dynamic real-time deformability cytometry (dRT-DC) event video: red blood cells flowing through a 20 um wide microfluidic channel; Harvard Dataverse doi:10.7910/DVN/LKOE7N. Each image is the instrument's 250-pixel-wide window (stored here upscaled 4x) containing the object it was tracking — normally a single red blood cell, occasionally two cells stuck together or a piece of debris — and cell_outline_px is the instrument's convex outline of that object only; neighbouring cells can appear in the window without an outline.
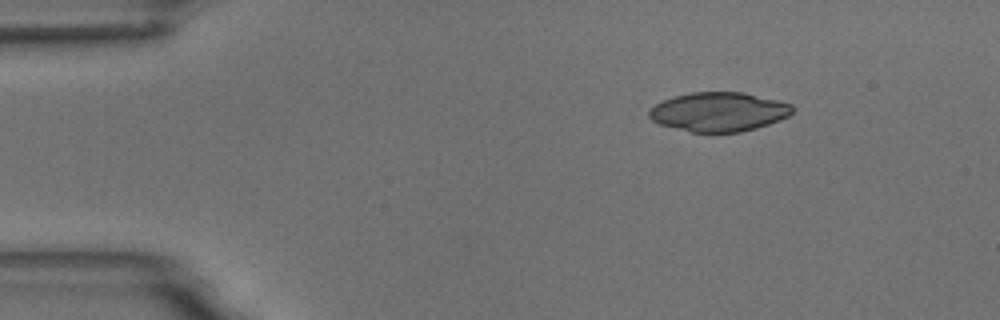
{"species": "common noctule bat (a hibernating species)", "species_latin": "Nyctalus noctula", "temperature_condition": "room temperature", "stored_images_in_passage": 4, "camera_frame_rate_fps": 3000, "um_per_image_px": 0.085, "animal": {"sex": "male", "body_mass_g": 18.8}, "frame": {"image": 1, "passage_image": 1, "time_ms": 0.0, "image_size_px": [1000, 320], "cell_outline_px": [[792, 112], [788, 116], [780, 120], [756, 128], [740, 132], [692, 132], [660, 124], [652, 120], [648, 116], [648, 112], [656, 104], [672, 96], [692, 92], [744, 92], [792, 104]], "centroid_in_image_um": [61.09, 9.5], "position_along_channel_um": 23.9, "area_um2": 32.54}}